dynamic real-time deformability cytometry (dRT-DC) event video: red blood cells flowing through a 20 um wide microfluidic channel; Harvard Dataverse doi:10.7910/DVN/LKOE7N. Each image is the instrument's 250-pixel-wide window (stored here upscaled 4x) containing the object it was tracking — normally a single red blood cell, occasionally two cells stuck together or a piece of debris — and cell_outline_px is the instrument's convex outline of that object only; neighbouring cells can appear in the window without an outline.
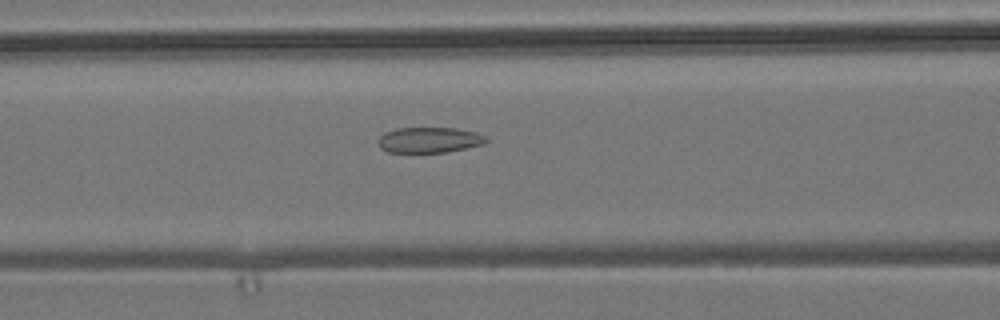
{"species": "common noctule bat (a hibernating species)", "species_latin": "Nyctalus noctula", "temperature_condition": "room temperature", "stored_images_in_passage": 43, "camera_frame_rate_fps": 3000, "um_per_image_px": 0.085, "animal": {"sex": "male", "body_mass_g": 19.2, "forearm_length_mm": 51.8}, "frame": {"image": 1, "passage_image": 11, "time_ms": 3.333, "image_size_px": [1000, 320], "cell_outline_px": [[488, 140], [484, 144], [444, 152], [388, 152], [380, 148], [376, 140], [384, 132], [396, 128], [456, 128], [476, 132], [484, 136]], "centroid_in_image_um": [36.44, 11.89], "position_along_channel_um": 130.2, "area_um2": 16.07}}
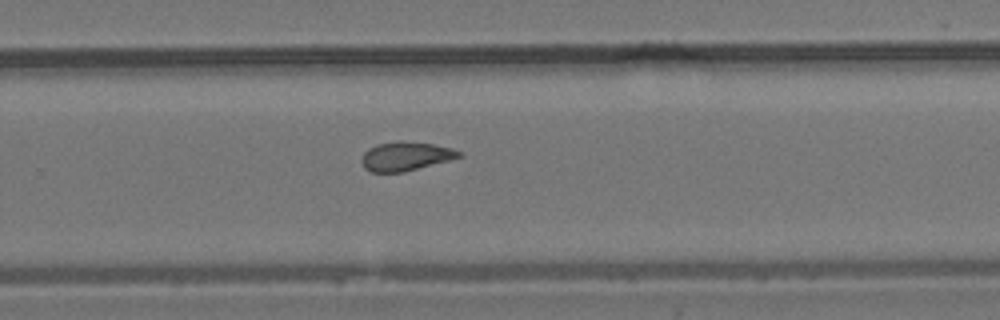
{"frame": {"image": 2, "passage_image": 24, "time_ms": 7.667, "image_size_px": [1000, 320], "cell_outline_px": [[464, 156], [404, 172], [368, 172], [364, 168], [360, 160], [364, 152], [368, 148], [376, 144], [432, 144], [452, 148], [464, 152]], "centroid_in_image_um": [34.48, 13.34], "position_along_channel_um": 295.3, "area_um2": 15.84}}
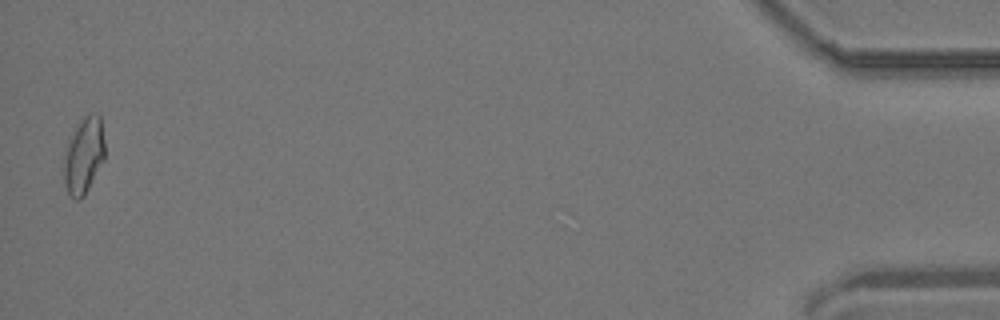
{"frame": {"image": 3, "passage_image": 42, "time_ms": 13.667, "image_size_px": [1000, 320], "cell_outline_px": [[104, 160], [84, 196], [80, 200], [76, 200], [68, 196], [64, 184], [64, 160], [72, 136], [80, 120], [84, 116], [92, 112], [96, 112], [100, 116], [104, 140]], "centroid_in_image_um": [7.14, 13.26], "position_along_channel_um": 428.1, "area_um2": 17.98}, "authors_computed_cell_mechanics": {"area_um2": 16.6464, "velocity_mm_per_s": 3.8213, "shape_relaxation_time_tau1_ms": null, "shape_relaxation_time_tau2_ms": 2.2807, "deformation_change_tau1": null, "deformation_change_tau2": 0.091}}